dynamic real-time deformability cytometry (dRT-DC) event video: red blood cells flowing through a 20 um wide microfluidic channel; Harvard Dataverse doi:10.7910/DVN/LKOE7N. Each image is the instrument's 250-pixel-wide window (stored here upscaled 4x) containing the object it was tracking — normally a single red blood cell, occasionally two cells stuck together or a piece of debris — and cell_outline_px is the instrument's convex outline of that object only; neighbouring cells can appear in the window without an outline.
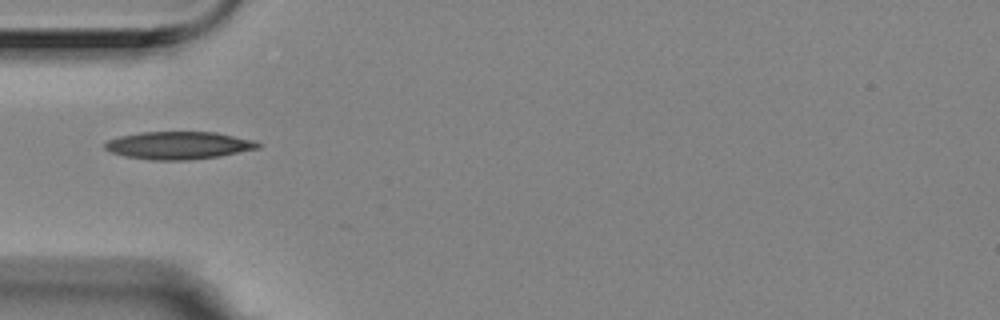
{"species": "Egyptian fruit bat (a non-hibernating species)", "species_latin": "Rousettus aegyptiacus", "temperature_condition": "room temperature", "stored_images_in_passage": 1, "camera_frame_rate_fps": 3000, "um_per_image_px": 0.085, "animal": {"sex": "female"}, "frame": {"image": 1, "passage_image": 1, "time_ms": 0.0, "image_size_px": [1000, 320], "cell_outline_px": [[260, 148], [216, 156], [188, 160], [152, 160], [124, 156], [112, 152], [104, 148], [104, 144], [108, 140], [120, 136], [140, 132], [216, 132], [252, 140], [260, 144]], "centroid_in_image_um": [15.14, 12.35], "position_along_channel_um": 69.9, "area_um2": 24.39}}